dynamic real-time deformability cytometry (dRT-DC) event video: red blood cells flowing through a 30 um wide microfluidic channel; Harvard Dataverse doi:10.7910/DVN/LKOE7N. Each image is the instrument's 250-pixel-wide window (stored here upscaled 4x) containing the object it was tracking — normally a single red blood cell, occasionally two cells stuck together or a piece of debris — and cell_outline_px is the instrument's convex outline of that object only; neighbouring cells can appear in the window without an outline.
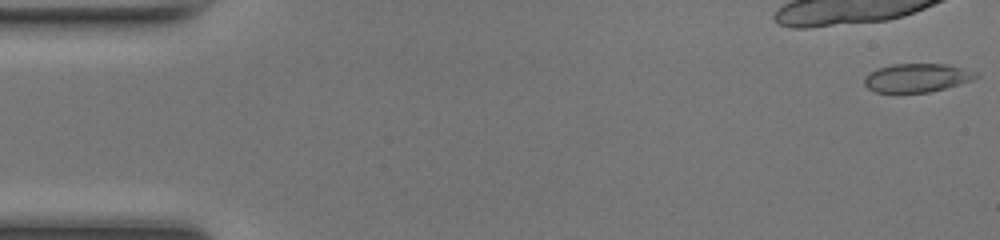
{"species": "common noctule bat (a hibernating species)", "species_latin": "Nyctalus noctula", "temperature_condition": "room temperature", "stored_images_in_passage": 21, "camera_frame_rate_fps": 3000, "um_per_image_px": 0.085, "animal": {"sex": "female", "body_mass_g": 17.0, "forearm_length_mm": 48.0}, "frame": {"image": 1, "passage_image": 1, "time_ms": 0.0, "image_size_px": [1000, 240], "cell_outline_px": [[980, 76], [972, 80], [944, 88], [928, 92], [876, 92], [868, 88], [864, 84], [864, 76], [868, 72], [876, 68], [892, 64], [948, 64], [976, 72]], "centroid_in_image_um": [77.9, 6.6], "position_along_channel_um": 7.1, "area_um2": 18.55}}